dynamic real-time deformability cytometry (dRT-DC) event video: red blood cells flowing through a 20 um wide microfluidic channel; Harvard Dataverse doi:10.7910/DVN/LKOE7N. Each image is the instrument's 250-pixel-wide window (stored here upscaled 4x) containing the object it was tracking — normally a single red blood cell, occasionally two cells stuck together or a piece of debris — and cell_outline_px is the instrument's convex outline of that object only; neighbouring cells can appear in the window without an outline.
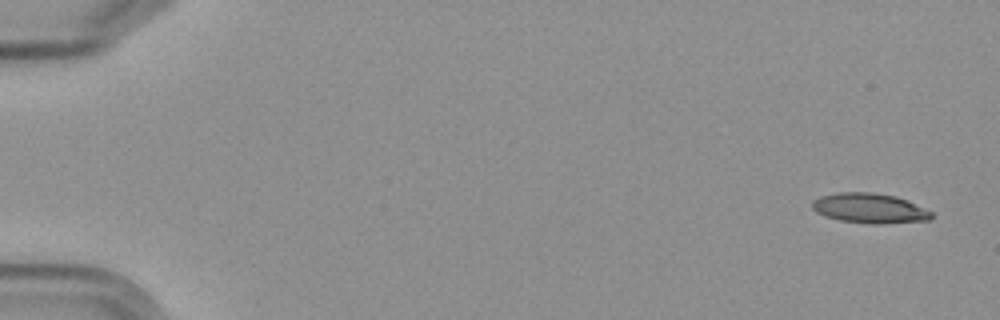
{"species": "Egyptian fruit bat (a non-hibernating species)", "species_latin": "Rousettus aegyptiacus", "temperature_condition": "cold", "stored_images_in_passage": 6, "camera_frame_rate_fps": 3000, "um_per_image_px": 0.085, "frame": {"image": 1, "passage_image": 1, "time_ms": 0.0, "image_size_px": [1000, 320], "cell_outline_px": [[932, 220], [880, 224], [872, 224], [840, 220], [824, 216], [816, 212], [812, 208], [812, 200], [820, 196], [840, 192], [872, 192], [896, 196], [908, 200], [932, 212]], "centroid_in_image_um": [73.92, 17.7], "position_along_channel_um": 11.1, "area_um2": 20.92}}
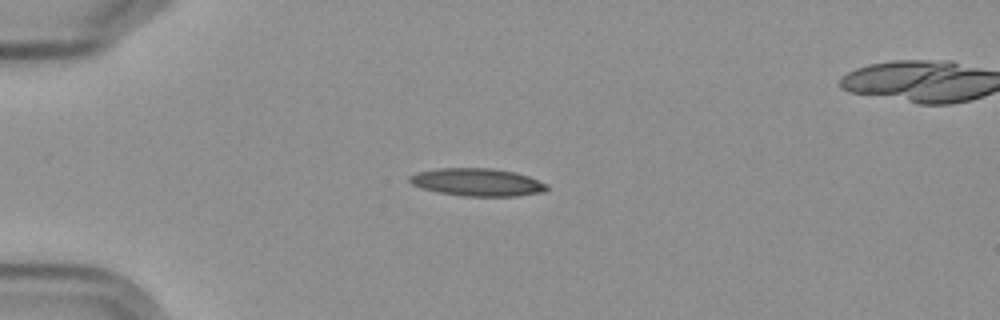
{"frame": {"image": 2, "passage_image": 4, "time_ms": 4.333, "image_size_px": [1000, 320], "cell_outline_px": [[548, 188], [544, 192], [516, 196], [464, 196], [440, 192], [424, 188], [412, 184], [408, 180], [408, 176], [416, 172], [436, 168], [492, 168], [516, 172], [528, 176], [548, 184]], "centroid_in_image_um": [40.58, 15.48], "position_along_channel_um": 44.4, "area_um2": 22.2}}
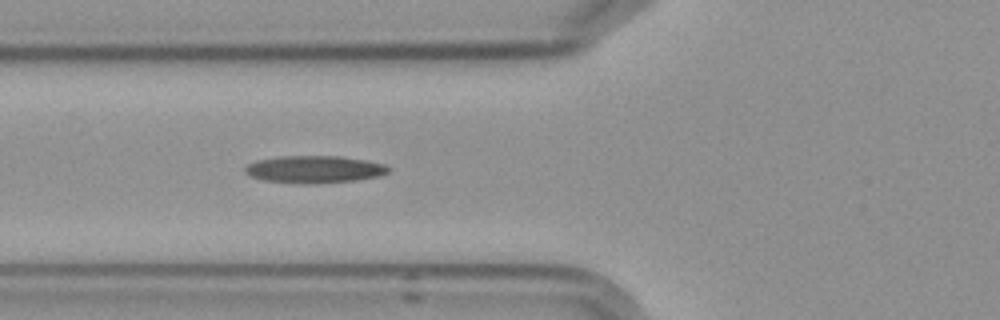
{"frame": {"image": 3, "passage_image": 6, "time_ms": 6.667, "image_size_px": [1000, 320], "cell_outline_px": [[388, 172], [376, 176], [356, 180], [264, 180], [252, 176], [244, 172], [244, 168], [248, 164], [256, 160], [280, 156], [340, 156], [364, 160], [384, 164], [388, 168]], "centroid_in_image_um": [26.7, 14.32], "position_along_channel_um": 99.1, "area_um2": 21.15}}